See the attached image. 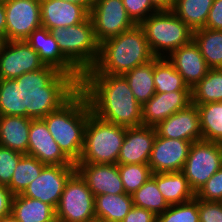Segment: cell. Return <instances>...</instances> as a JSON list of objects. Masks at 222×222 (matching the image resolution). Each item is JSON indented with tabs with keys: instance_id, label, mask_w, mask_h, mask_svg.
Wrapping results in <instances>:
<instances>
[{
	"instance_id": "1",
	"label": "cell",
	"mask_w": 222,
	"mask_h": 222,
	"mask_svg": "<svg viewBox=\"0 0 222 222\" xmlns=\"http://www.w3.org/2000/svg\"><path fill=\"white\" fill-rule=\"evenodd\" d=\"M80 90L98 118L126 128L142 125V106L123 75L97 74L90 69L82 75Z\"/></svg>"
},
{
	"instance_id": "2",
	"label": "cell",
	"mask_w": 222,
	"mask_h": 222,
	"mask_svg": "<svg viewBox=\"0 0 222 222\" xmlns=\"http://www.w3.org/2000/svg\"><path fill=\"white\" fill-rule=\"evenodd\" d=\"M14 80L21 83L22 116L32 119H42L59 109L80 89L71 75L48 65Z\"/></svg>"
},
{
	"instance_id": "3",
	"label": "cell",
	"mask_w": 222,
	"mask_h": 222,
	"mask_svg": "<svg viewBox=\"0 0 222 222\" xmlns=\"http://www.w3.org/2000/svg\"><path fill=\"white\" fill-rule=\"evenodd\" d=\"M155 56L140 25L100 44L99 57L92 68L97 74L124 75Z\"/></svg>"
},
{
	"instance_id": "4",
	"label": "cell",
	"mask_w": 222,
	"mask_h": 222,
	"mask_svg": "<svg viewBox=\"0 0 222 222\" xmlns=\"http://www.w3.org/2000/svg\"><path fill=\"white\" fill-rule=\"evenodd\" d=\"M91 108L79 89L59 109L42 118L63 153L76 164L84 146V132Z\"/></svg>"
},
{
	"instance_id": "5",
	"label": "cell",
	"mask_w": 222,
	"mask_h": 222,
	"mask_svg": "<svg viewBox=\"0 0 222 222\" xmlns=\"http://www.w3.org/2000/svg\"><path fill=\"white\" fill-rule=\"evenodd\" d=\"M126 127L106 122L92 112L84 132V146L77 163L117 164Z\"/></svg>"
},
{
	"instance_id": "6",
	"label": "cell",
	"mask_w": 222,
	"mask_h": 222,
	"mask_svg": "<svg viewBox=\"0 0 222 222\" xmlns=\"http://www.w3.org/2000/svg\"><path fill=\"white\" fill-rule=\"evenodd\" d=\"M63 56L83 75L99 57L100 44L95 38L90 16L83 22L51 31Z\"/></svg>"
},
{
	"instance_id": "7",
	"label": "cell",
	"mask_w": 222,
	"mask_h": 222,
	"mask_svg": "<svg viewBox=\"0 0 222 222\" xmlns=\"http://www.w3.org/2000/svg\"><path fill=\"white\" fill-rule=\"evenodd\" d=\"M140 26L155 57L166 58L193 40V31L172 11L151 14Z\"/></svg>"
},
{
	"instance_id": "8",
	"label": "cell",
	"mask_w": 222,
	"mask_h": 222,
	"mask_svg": "<svg viewBox=\"0 0 222 222\" xmlns=\"http://www.w3.org/2000/svg\"><path fill=\"white\" fill-rule=\"evenodd\" d=\"M95 196L86 181L75 171L67 180L56 208L58 222H92L95 217Z\"/></svg>"
},
{
	"instance_id": "9",
	"label": "cell",
	"mask_w": 222,
	"mask_h": 222,
	"mask_svg": "<svg viewBox=\"0 0 222 222\" xmlns=\"http://www.w3.org/2000/svg\"><path fill=\"white\" fill-rule=\"evenodd\" d=\"M222 167V143L199 140L191 144L182 173L197 191Z\"/></svg>"
},
{
	"instance_id": "10",
	"label": "cell",
	"mask_w": 222,
	"mask_h": 222,
	"mask_svg": "<svg viewBox=\"0 0 222 222\" xmlns=\"http://www.w3.org/2000/svg\"><path fill=\"white\" fill-rule=\"evenodd\" d=\"M89 16L99 44L136 25L128 16L122 0H94Z\"/></svg>"
},
{
	"instance_id": "11",
	"label": "cell",
	"mask_w": 222,
	"mask_h": 222,
	"mask_svg": "<svg viewBox=\"0 0 222 222\" xmlns=\"http://www.w3.org/2000/svg\"><path fill=\"white\" fill-rule=\"evenodd\" d=\"M75 171L76 165H46L21 195L41 200L56 209L64 186Z\"/></svg>"
},
{
	"instance_id": "12",
	"label": "cell",
	"mask_w": 222,
	"mask_h": 222,
	"mask_svg": "<svg viewBox=\"0 0 222 222\" xmlns=\"http://www.w3.org/2000/svg\"><path fill=\"white\" fill-rule=\"evenodd\" d=\"M6 41L25 40L42 27L40 0H6Z\"/></svg>"
},
{
	"instance_id": "13",
	"label": "cell",
	"mask_w": 222,
	"mask_h": 222,
	"mask_svg": "<svg viewBox=\"0 0 222 222\" xmlns=\"http://www.w3.org/2000/svg\"><path fill=\"white\" fill-rule=\"evenodd\" d=\"M44 66L39 54L24 40L7 41L0 53V79L14 80Z\"/></svg>"
},
{
	"instance_id": "14",
	"label": "cell",
	"mask_w": 222,
	"mask_h": 222,
	"mask_svg": "<svg viewBox=\"0 0 222 222\" xmlns=\"http://www.w3.org/2000/svg\"><path fill=\"white\" fill-rule=\"evenodd\" d=\"M192 142L155 137L148 165L152 173L180 172L188 157Z\"/></svg>"
},
{
	"instance_id": "15",
	"label": "cell",
	"mask_w": 222,
	"mask_h": 222,
	"mask_svg": "<svg viewBox=\"0 0 222 222\" xmlns=\"http://www.w3.org/2000/svg\"><path fill=\"white\" fill-rule=\"evenodd\" d=\"M27 154L46 165H75L60 149L46 123L42 119H32L29 130Z\"/></svg>"
},
{
	"instance_id": "16",
	"label": "cell",
	"mask_w": 222,
	"mask_h": 222,
	"mask_svg": "<svg viewBox=\"0 0 222 222\" xmlns=\"http://www.w3.org/2000/svg\"><path fill=\"white\" fill-rule=\"evenodd\" d=\"M26 41L38 54L40 60L60 72L71 75L79 84L82 74L63 56L59 50L57 39L48 29L40 27L34 30Z\"/></svg>"
},
{
	"instance_id": "17",
	"label": "cell",
	"mask_w": 222,
	"mask_h": 222,
	"mask_svg": "<svg viewBox=\"0 0 222 222\" xmlns=\"http://www.w3.org/2000/svg\"><path fill=\"white\" fill-rule=\"evenodd\" d=\"M155 129L163 138L186 140L192 143L202 140L197 105L190 104L187 108L175 112L160 122Z\"/></svg>"
},
{
	"instance_id": "18",
	"label": "cell",
	"mask_w": 222,
	"mask_h": 222,
	"mask_svg": "<svg viewBox=\"0 0 222 222\" xmlns=\"http://www.w3.org/2000/svg\"><path fill=\"white\" fill-rule=\"evenodd\" d=\"M192 104L191 91L155 93L142 105V125L156 127L160 122Z\"/></svg>"
},
{
	"instance_id": "19",
	"label": "cell",
	"mask_w": 222,
	"mask_h": 222,
	"mask_svg": "<svg viewBox=\"0 0 222 222\" xmlns=\"http://www.w3.org/2000/svg\"><path fill=\"white\" fill-rule=\"evenodd\" d=\"M156 135L155 127L140 125L126 128L117 164H148Z\"/></svg>"
},
{
	"instance_id": "20",
	"label": "cell",
	"mask_w": 222,
	"mask_h": 222,
	"mask_svg": "<svg viewBox=\"0 0 222 222\" xmlns=\"http://www.w3.org/2000/svg\"><path fill=\"white\" fill-rule=\"evenodd\" d=\"M76 171L94 196L125 193L117 164L76 163Z\"/></svg>"
},
{
	"instance_id": "21",
	"label": "cell",
	"mask_w": 222,
	"mask_h": 222,
	"mask_svg": "<svg viewBox=\"0 0 222 222\" xmlns=\"http://www.w3.org/2000/svg\"><path fill=\"white\" fill-rule=\"evenodd\" d=\"M42 27L52 31L85 21L90 11L84 6L61 0H40Z\"/></svg>"
},
{
	"instance_id": "22",
	"label": "cell",
	"mask_w": 222,
	"mask_h": 222,
	"mask_svg": "<svg viewBox=\"0 0 222 222\" xmlns=\"http://www.w3.org/2000/svg\"><path fill=\"white\" fill-rule=\"evenodd\" d=\"M166 58L191 89L207 75L210 69L194 40L174 50Z\"/></svg>"
},
{
	"instance_id": "23",
	"label": "cell",
	"mask_w": 222,
	"mask_h": 222,
	"mask_svg": "<svg viewBox=\"0 0 222 222\" xmlns=\"http://www.w3.org/2000/svg\"><path fill=\"white\" fill-rule=\"evenodd\" d=\"M31 120L23 116H0V145L27 154Z\"/></svg>"
},
{
	"instance_id": "24",
	"label": "cell",
	"mask_w": 222,
	"mask_h": 222,
	"mask_svg": "<svg viewBox=\"0 0 222 222\" xmlns=\"http://www.w3.org/2000/svg\"><path fill=\"white\" fill-rule=\"evenodd\" d=\"M151 177L168 205L186 203L195 198V192L181 171L152 173Z\"/></svg>"
},
{
	"instance_id": "25",
	"label": "cell",
	"mask_w": 222,
	"mask_h": 222,
	"mask_svg": "<svg viewBox=\"0 0 222 222\" xmlns=\"http://www.w3.org/2000/svg\"><path fill=\"white\" fill-rule=\"evenodd\" d=\"M11 215L18 222H56V209L41 200L14 195Z\"/></svg>"
},
{
	"instance_id": "26",
	"label": "cell",
	"mask_w": 222,
	"mask_h": 222,
	"mask_svg": "<svg viewBox=\"0 0 222 222\" xmlns=\"http://www.w3.org/2000/svg\"><path fill=\"white\" fill-rule=\"evenodd\" d=\"M95 217L101 222H121L133 205L132 195L121 193L95 196Z\"/></svg>"
},
{
	"instance_id": "27",
	"label": "cell",
	"mask_w": 222,
	"mask_h": 222,
	"mask_svg": "<svg viewBox=\"0 0 222 222\" xmlns=\"http://www.w3.org/2000/svg\"><path fill=\"white\" fill-rule=\"evenodd\" d=\"M123 76L128 81L135 99L141 106L155 95L154 59L133 68Z\"/></svg>"
},
{
	"instance_id": "28",
	"label": "cell",
	"mask_w": 222,
	"mask_h": 222,
	"mask_svg": "<svg viewBox=\"0 0 222 222\" xmlns=\"http://www.w3.org/2000/svg\"><path fill=\"white\" fill-rule=\"evenodd\" d=\"M214 0H174L172 12L192 31L205 28Z\"/></svg>"
},
{
	"instance_id": "29",
	"label": "cell",
	"mask_w": 222,
	"mask_h": 222,
	"mask_svg": "<svg viewBox=\"0 0 222 222\" xmlns=\"http://www.w3.org/2000/svg\"><path fill=\"white\" fill-rule=\"evenodd\" d=\"M154 84L156 93L191 91L174 65L164 57L154 58Z\"/></svg>"
},
{
	"instance_id": "30",
	"label": "cell",
	"mask_w": 222,
	"mask_h": 222,
	"mask_svg": "<svg viewBox=\"0 0 222 222\" xmlns=\"http://www.w3.org/2000/svg\"><path fill=\"white\" fill-rule=\"evenodd\" d=\"M193 40L211 68H222V30L201 28L193 31Z\"/></svg>"
},
{
	"instance_id": "31",
	"label": "cell",
	"mask_w": 222,
	"mask_h": 222,
	"mask_svg": "<svg viewBox=\"0 0 222 222\" xmlns=\"http://www.w3.org/2000/svg\"><path fill=\"white\" fill-rule=\"evenodd\" d=\"M192 104L222 102V68H211L192 89Z\"/></svg>"
},
{
	"instance_id": "32",
	"label": "cell",
	"mask_w": 222,
	"mask_h": 222,
	"mask_svg": "<svg viewBox=\"0 0 222 222\" xmlns=\"http://www.w3.org/2000/svg\"><path fill=\"white\" fill-rule=\"evenodd\" d=\"M202 140L222 143V102L197 105Z\"/></svg>"
},
{
	"instance_id": "33",
	"label": "cell",
	"mask_w": 222,
	"mask_h": 222,
	"mask_svg": "<svg viewBox=\"0 0 222 222\" xmlns=\"http://www.w3.org/2000/svg\"><path fill=\"white\" fill-rule=\"evenodd\" d=\"M46 164L34 156L23 154L15 168L11 182L7 188L14 194H21L25 188L35 180Z\"/></svg>"
},
{
	"instance_id": "34",
	"label": "cell",
	"mask_w": 222,
	"mask_h": 222,
	"mask_svg": "<svg viewBox=\"0 0 222 222\" xmlns=\"http://www.w3.org/2000/svg\"><path fill=\"white\" fill-rule=\"evenodd\" d=\"M132 199L134 206L150 210L155 216L162 214L169 207L152 177L132 194Z\"/></svg>"
},
{
	"instance_id": "35",
	"label": "cell",
	"mask_w": 222,
	"mask_h": 222,
	"mask_svg": "<svg viewBox=\"0 0 222 222\" xmlns=\"http://www.w3.org/2000/svg\"><path fill=\"white\" fill-rule=\"evenodd\" d=\"M22 116L21 83L0 79V116Z\"/></svg>"
},
{
	"instance_id": "36",
	"label": "cell",
	"mask_w": 222,
	"mask_h": 222,
	"mask_svg": "<svg viewBox=\"0 0 222 222\" xmlns=\"http://www.w3.org/2000/svg\"><path fill=\"white\" fill-rule=\"evenodd\" d=\"M126 194L132 195L152 175L148 164H117Z\"/></svg>"
},
{
	"instance_id": "37",
	"label": "cell",
	"mask_w": 222,
	"mask_h": 222,
	"mask_svg": "<svg viewBox=\"0 0 222 222\" xmlns=\"http://www.w3.org/2000/svg\"><path fill=\"white\" fill-rule=\"evenodd\" d=\"M156 222H199L198 198L169 207L156 217Z\"/></svg>"
},
{
	"instance_id": "38",
	"label": "cell",
	"mask_w": 222,
	"mask_h": 222,
	"mask_svg": "<svg viewBox=\"0 0 222 222\" xmlns=\"http://www.w3.org/2000/svg\"><path fill=\"white\" fill-rule=\"evenodd\" d=\"M23 153L0 145V185L8 186Z\"/></svg>"
},
{
	"instance_id": "39",
	"label": "cell",
	"mask_w": 222,
	"mask_h": 222,
	"mask_svg": "<svg viewBox=\"0 0 222 222\" xmlns=\"http://www.w3.org/2000/svg\"><path fill=\"white\" fill-rule=\"evenodd\" d=\"M128 16L140 25L151 14L158 12L150 0H122Z\"/></svg>"
},
{
	"instance_id": "40",
	"label": "cell",
	"mask_w": 222,
	"mask_h": 222,
	"mask_svg": "<svg viewBox=\"0 0 222 222\" xmlns=\"http://www.w3.org/2000/svg\"><path fill=\"white\" fill-rule=\"evenodd\" d=\"M195 196L203 201L222 202V167L207 180Z\"/></svg>"
},
{
	"instance_id": "41",
	"label": "cell",
	"mask_w": 222,
	"mask_h": 222,
	"mask_svg": "<svg viewBox=\"0 0 222 222\" xmlns=\"http://www.w3.org/2000/svg\"><path fill=\"white\" fill-rule=\"evenodd\" d=\"M199 222H222V202L198 199Z\"/></svg>"
},
{
	"instance_id": "42",
	"label": "cell",
	"mask_w": 222,
	"mask_h": 222,
	"mask_svg": "<svg viewBox=\"0 0 222 222\" xmlns=\"http://www.w3.org/2000/svg\"><path fill=\"white\" fill-rule=\"evenodd\" d=\"M205 28L211 30H222V0L213 1Z\"/></svg>"
},
{
	"instance_id": "43",
	"label": "cell",
	"mask_w": 222,
	"mask_h": 222,
	"mask_svg": "<svg viewBox=\"0 0 222 222\" xmlns=\"http://www.w3.org/2000/svg\"><path fill=\"white\" fill-rule=\"evenodd\" d=\"M156 217L150 210L133 206L121 222H156Z\"/></svg>"
},
{
	"instance_id": "44",
	"label": "cell",
	"mask_w": 222,
	"mask_h": 222,
	"mask_svg": "<svg viewBox=\"0 0 222 222\" xmlns=\"http://www.w3.org/2000/svg\"><path fill=\"white\" fill-rule=\"evenodd\" d=\"M14 194L3 185H0V218L10 215Z\"/></svg>"
},
{
	"instance_id": "45",
	"label": "cell",
	"mask_w": 222,
	"mask_h": 222,
	"mask_svg": "<svg viewBox=\"0 0 222 222\" xmlns=\"http://www.w3.org/2000/svg\"><path fill=\"white\" fill-rule=\"evenodd\" d=\"M150 1L158 11H171L174 4V0H150Z\"/></svg>"
},
{
	"instance_id": "46",
	"label": "cell",
	"mask_w": 222,
	"mask_h": 222,
	"mask_svg": "<svg viewBox=\"0 0 222 222\" xmlns=\"http://www.w3.org/2000/svg\"><path fill=\"white\" fill-rule=\"evenodd\" d=\"M0 35L6 39V10L2 1H0Z\"/></svg>"
},
{
	"instance_id": "47",
	"label": "cell",
	"mask_w": 222,
	"mask_h": 222,
	"mask_svg": "<svg viewBox=\"0 0 222 222\" xmlns=\"http://www.w3.org/2000/svg\"><path fill=\"white\" fill-rule=\"evenodd\" d=\"M61 1L84 5L90 11L94 0H61Z\"/></svg>"
},
{
	"instance_id": "48",
	"label": "cell",
	"mask_w": 222,
	"mask_h": 222,
	"mask_svg": "<svg viewBox=\"0 0 222 222\" xmlns=\"http://www.w3.org/2000/svg\"><path fill=\"white\" fill-rule=\"evenodd\" d=\"M0 222H18L11 214L1 217Z\"/></svg>"
},
{
	"instance_id": "49",
	"label": "cell",
	"mask_w": 222,
	"mask_h": 222,
	"mask_svg": "<svg viewBox=\"0 0 222 222\" xmlns=\"http://www.w3.org/2000/svg\"><path fill=\"white\" fill-rule=\"evenodd\" d=\"M6 42L7 41H6L5 37L0 35V53L2 52V49H3L4 45L6 44Z\"/></svg>"
}]
</instances>
